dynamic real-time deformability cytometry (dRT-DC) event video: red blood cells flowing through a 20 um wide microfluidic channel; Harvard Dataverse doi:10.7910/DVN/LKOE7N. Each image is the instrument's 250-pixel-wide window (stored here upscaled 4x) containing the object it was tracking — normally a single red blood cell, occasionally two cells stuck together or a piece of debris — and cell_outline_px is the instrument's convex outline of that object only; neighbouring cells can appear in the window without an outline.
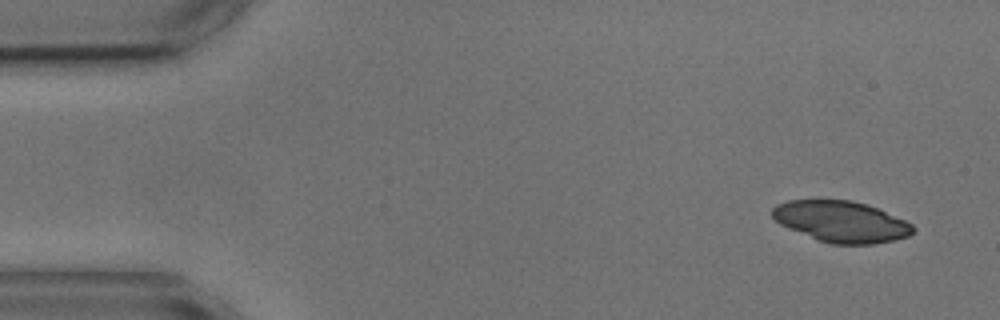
{"species": "common noctule bat (a hibernating species)", "species_latin": "Nyctalus noctula", "temperature_condition": "cold", "stored_images_in_passage": 3, "camera_frame_rate_fps": 3000, "um_per_image_px": 0.085, "animal": {"sex": "male", "body_mass_g": 17.9, "forearm_length_mm": 54.2}, "frame": {"image": 1, "passage_image": 1, "time_ms": 0.0, "image_size_px": [1000, 320], "cell_outline_px": [[916, 228], [908, 236], [896, 240], [872, 244], [832, 244], [816, 240], [788, 228], [780, 224], [772, 216], [772, 208], [776, 204], [788, 200], [852, 200], [868, 204], [904, 220], [912, 224]], "centroid_in_image_um": [71.49, 18.84], "position_along_channel_um": 13.5, "area_um2": 33.81}}